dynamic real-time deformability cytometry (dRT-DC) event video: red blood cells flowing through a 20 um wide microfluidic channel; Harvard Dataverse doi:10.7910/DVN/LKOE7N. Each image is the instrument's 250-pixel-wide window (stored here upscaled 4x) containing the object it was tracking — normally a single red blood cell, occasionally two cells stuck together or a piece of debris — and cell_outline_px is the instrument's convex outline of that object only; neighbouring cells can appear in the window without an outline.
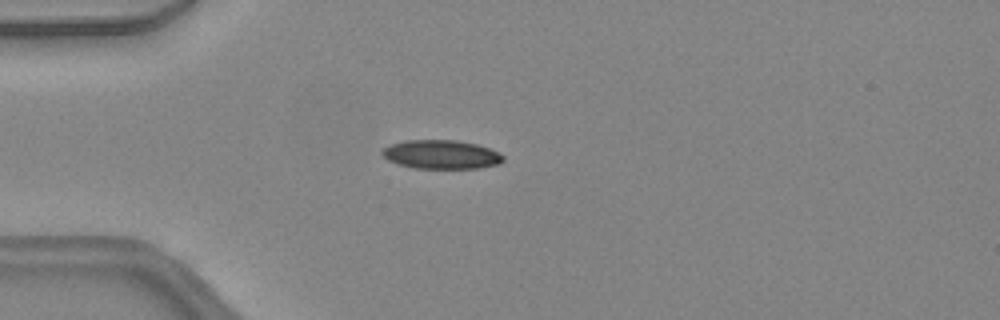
{"species": "common noctule bat (a hibernating species)", "species_latin": "Nyctalus noctula", "temperature_condition": "warm", "stored_images_in_passage": 43, "camera_frame_rate_fps": 3000, "um_per_image_px": 0.085, "animal": {"sex": "female", "body_mass_g": 24.6, "forearm_length_mm": 56.2}, "frame": {"image": 1, "passage_image": 10, "time_ms": 3.0, "image_size_px": [1000, 320], "cell_outline_px": [[504, 160], [500, 164], [480, 168], [416, 168], [400, 164], [388, 160], [380, 152], [384, 148], [392, 144], [404, 140], [456, 140], [476, 144], [488, 148], [504, 156]], "centroid_in_image_um": [37.52, 13.13], "position_along_channel_um": 47.5, "area_um2": 20.17}}
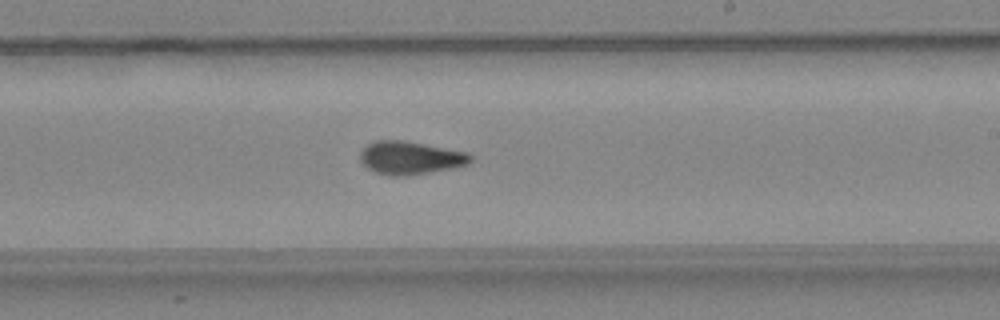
{"frame": {"image": 2, "passage_image": 25, "time_ms": 8.0, "image_size_px": [1000, 320], "cell_outline_px": [[472, 160], [468, 164], [452, 168], [408, 176], [392, 176], [376, 172], [368, 168], [360, 160], [360, 152], [368, 144], [376, 140], [404, 140], [468, 152], [472, 156]], "centroid_in_image_um": [34.89, 13.41], "position_along_channel_um": 254.1, "area_um2": 21.27}}
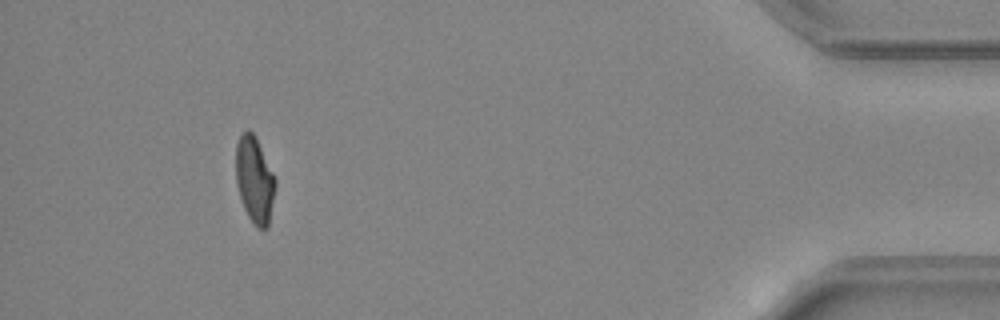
{"frame": {"image": 3, "passage_image": 40, "time_ms": 13.0, "image_size_px": [1000, 320], "cell_outline_px": [[276, 184], [268, 228], [256, 228], [248, 216], [244, 208], [236, 184], [236, 144], [240, 136], [248, 128], [256, 136], [276, 176]], "centroid_in_image_um": [21.65, 15.26], "position_along_channel_um": 413.5, "area_um2": 20.11}, "authors_computed_cell_mechanics": {"area_um2": 20.6346, "velocity_mm_per_s": 4.4759, "shape_relaxation_time_tau1_ms": 5.0579, "shape_relaxation_time_tau2_ms": 1.8981, "deformation_change_tau1": 0.2033, "deformation_change_tau2": 0.089}}